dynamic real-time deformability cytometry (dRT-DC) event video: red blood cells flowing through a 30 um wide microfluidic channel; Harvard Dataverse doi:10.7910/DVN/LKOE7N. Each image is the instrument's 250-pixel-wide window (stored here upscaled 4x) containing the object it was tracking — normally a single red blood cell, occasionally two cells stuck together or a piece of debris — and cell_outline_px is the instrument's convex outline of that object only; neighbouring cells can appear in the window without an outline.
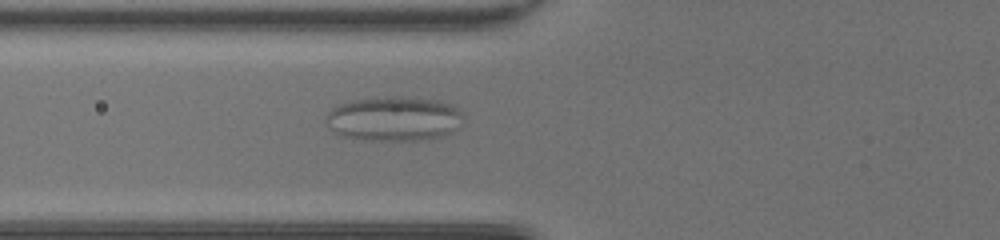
{"species": "common noctule bat (a hibernating species)", "species_latin": "Nyctalus noctula", "temperature_condition": "room temperature", "stored_images_in_passage": 30, "camera_frame_rate_fps": 3000, "um_per_image_px": 0.085, "animal": {"sex": "female", "body_mass_g": 20.0, "forearm_length_mm": 54.0}, "frame": {"image": 1, "passage_image": 4, "time_ms": 1.0, "image_size_px": [1000, 240], "cell_outline_px": [[464, 116], [456, 128], [452, 132], [440, 136], [420, 140], [360, 140], [336, 136], [328, 124], [324, 116], [332, 108], [340, 104], [352, 100], [384, 96], [400, 96], [436, 100], [448, 104], [456, 108]], "centroid_in_image_um": [33.41, 10.1], "position_along_channel_um": 92.4, "area_um2": 35.84}}
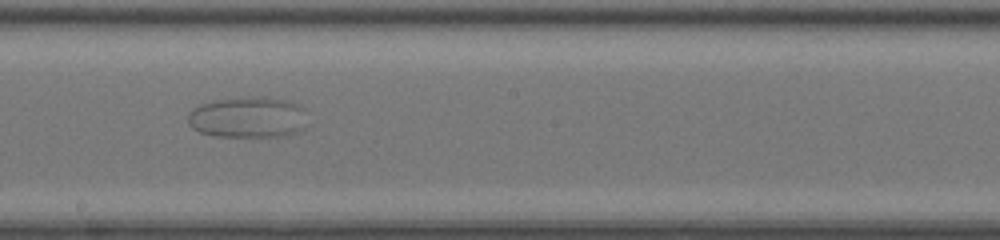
{"frame": {"image": 2, "passage_image": 14, "time_ms": 4.333, "image_size_px": [1000, 240], "cell_outline_px": [[304, 128], [296, 132], [284, 136], [216, 136], [200, 132], [192, 128], [188, 124], [188, 112], [192, 108], [200, 104], [216, 100], [240, 96], [264, 96], [288, 100], [300, 104], [304, 108]], "centroid_in_image_um": [21.05, 9.94], "position_along_channel_um": 227.1, "area_um2": 28.96}}
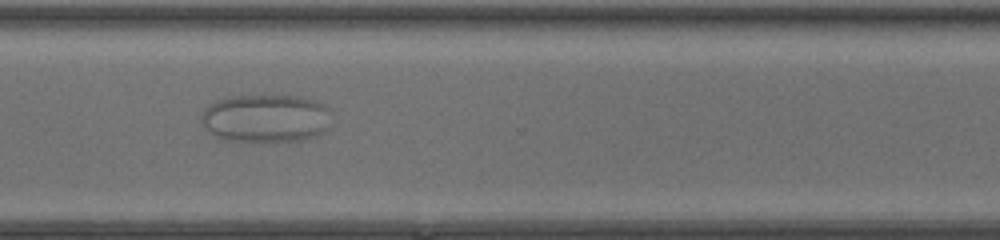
{"frame": {"image": 3, "passage_image": 23, "time_ms": 7.333, "image_size_px": [1000, 240], "cell_outline_px": [[332, 112], [328, 128], [324, 132], [316, 136], [300, 140], [224, 140], [208, 132], [200, 120], [200, 116], [204, 108], [208, 104], [216, 100], [232, 96], [300, 96], [312, 100], [328, 108]], "centroid_in_image_um": [22.57, 10.04], "position_along_channel_um": 348.0, "area_um2": 36.41}}